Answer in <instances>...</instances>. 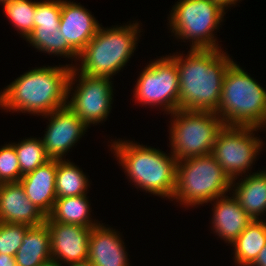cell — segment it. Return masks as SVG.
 Here are the masks:
<instances>
[{
	"mask_svg": "<svg viewBox=\"0 0 266 266\" xmlns=\"http://www.w3.org/2000/svg\"><path fill=\"white\" fill-rule=\"evenodd\" d=\"M112 141L108 145L110 151L132 185L145 193L173 201L178 160L171 152L130 140Z\"/></svg>",
	"mask_w": 266,
	"mask_h": 266,
	"instance_id": "3",
	"label": "cell"
},
{
	"mask_svg": "<svg viewBox=\"0 0 266 266\" xmlns=\"http://www.w3.org/2000/svg\"><path fill=\"white\" fill-rule=\"evenodd\" d=\"M22 176L14 146L11 143L0 146V182H19Z\"/></svg>",
	"mask_w": 266,
	"mask_h": 266,
	"instance_id": "29",
	"label": "cell"
},
{
	"mask_svg": "<svg viewBox=\"0 0 266 266\" xmlns=\"http://www.w3.org/2000/svg\"><path fill=\"white\" fill-rule=\"evenodd\" d=\"M29 227L21 223L0 222V253L15 256Z\"/></svg>",
	"mask_w": 266,
	"mask_h": 266,
	"instance_id": "27",
	"label": "cell"
},
{
	"mask_svg": "<svg viewBox=\"0 0 266 266\" xmlns=\"http://www.w3.org/2000/svg\"><path fill=\"white\" fill-rule=\"evenodd\" d=\"M137 78L135 103L155 106L170 115L179 109V78L176 62L170 55L149 61Z\"/></svg>",
	"mask_w": 266,
	"mask_h": 266,
	"instance_id": "9",
	"label": "cell"
},
{
	"mask_svg": "<svg viewBox=\"0 0 266 266\" xmlns=\"http://www.w3.org/2000/svg\"><path fill=\"white\" fill-rule=\"evenodd\" d=\"M251 173L232 180L231 194L252 220H261L266 214V170Z\"/></svg>",
	"mask_w": 266,
	"mask_h": 266,
	"instance_id": "19",
	"label": "cell"
},
{
	"mask_svg": "<svg viewBox=\"0 0 266 266\" xmlns=\"http://www.w3.org/2000/svg\"><path fill=\"white\" fill-rule=\"evenodd\" d=\"M170 116L168 147L178 161L212 154L217 135L224 127L215 112L178 109Z\"/></svg>",
	"mask_w": 266,
	"mask_h": 266,
	"instance_id": "8",
	"label": "cell"
},
{
	"mask_svg": "<svg viewBox=\"0 0 266 266\" xmlns=\"http://www.w3.org/2000/svg\"><path fill=\"white\" fill-rule=\"evenodd\" d=\"M45 223L50 232L52 259L64 265L88 260L92 228L54 222L48 216Z\"/></svg>",
	"mask_w": 266,
	"mask_h": 266,
	"instance_id": "13",
	"label": "cell"
},
{
	"mask_svg": "<svg viewBox=\"0 0 266 266\" xmlns=\"http://www.w3.org/2000/svg\"><path fill=\"white\" fill-rule=\"evenodd\" d=\"M89 176L71 162V160H57L56 197L79 196L88 193L90 187Z\"/></svg>",
	"mask_w": 266,
	"mask_h": 266,
	"instance_id": "23",
	"label": "cell"
},
{
	"mask_svg": "<svg viewBox=\"0 0 266 266\" xmlns=\"http://www.w3.org/2000/svg\"><path fill=\"white\" fill-rule=\"evenodd\" d=\"M228 195L232 196L229 197ZM228 195L218 197L210 202L213 206L210 223H212L211 230L213 233L231 245L253 220L242 209L233 194Z\"/></svg>",
	"mask_w": 266,
	"mask_h": 266,
	"instance_id": "17",
	"label": "cell"
},
{
	"mask_svg": "<svg viewBox=\"0 0 266 266\" xmlns=\"http://www.w3.org/2000/svg\"><path fill=\"white\" fill-rule=\"evenodd\" d=\"M57 160L50 159L36 170L23 175L20 179L27 198L46 217L51 213L56 197Z\"/></svg>",
	"mask_w": 266,
	"mask_h": 266,
	"instance_id": "18",
	"label": "cell"
},
{
	"mask_svg": "<svg viewBox=\"0 0 266 266\" xmlns=\"http://www.w3.org/2000/svg\"><path fill=\"white\" fill-rule=\"evenodd\" d=\"M259 129L263 130L251 126L224 125L219 131L212 155L231 180L251 172L257 155L263 151L264 141L255 136Z\"/></svg>",
	"mask_w": 266,
	"mask_h": 266,
	"instance_id": "10",
	"label": "cell"
},
{
	"mask_svg": "<svg viewBox=\"0 0 266 266\" xmlns=\"http://www.w3.org/2000/svg\"><path fill=\"white\" fill-rule=\"evenodd\" d=\"M215 113L225 126H251L266 131V88L234 61L226 70Z\"/></svg>",
	"mask_w": 266,
	"mask_h": 266,
	"instance_id": "5",
	"label": "cell"
},
{
	"mask_svg": "<svg viewBox=\"0 0 266 266\" xmlns=\"http://www.w3.org/2000/svg\"><path fill=\"white\" fill-rule=\"evenodd\" d=\"M92 266L91 263L86 260V261H83V262H76V263H69V264H66L64 266Z\"/></svg>",
	"mask_w": 266,
	"mask_h": 266,
	"instance_id": "34",
	"label": "cell"
},
{
	"mask_svg": "<svg viewBox=\"0 0 266 266\" xmlns=\"http://www.w3.org/2000/svg\"><path fill=\"white\" fill-rule=\"evenodd\" d=\"M90 207L87 194L57 198L48 217L54 222L92 228L99 225L100 222L91 218L90 210L92 208Z\"/></svg>",
	"mask_w": 266,
	"mask_h": 266,
	"instance_id": "21",
	"label": "cell"
},
{
	"mask_svg": "<svg viewBox=\"0 0 266 266\" xmlns=\"http://www.w3.org/2000/svg\"><path fill=\"white\" fill-rule=\"evenodd\" d=\"M9 0H0V4L4 5L5 3H7Z\"/></svg>",
	"mask_w": 266,
	"mask_h": 266,
	"instance_id": "35",
	"label": "cell"
},
{
	"mask_svg": "<svg viewBox=\"0 0 266 266\" xmlns=\"http://www.w3.org/2000/svg\"><path fill=\"white\" fill-rule=\"evenodd\" d=\"M26 41L39 52L74 59L72 67L77 63L79 55L65 41L59 28H34Z\"/></svg>",
	"mask_w": 266,
	"mask_h": 266,
	"instance_id": "24",
	"label": "cell"
},
{
	"mask_svg": "<svg viewBox=\"0 0 266 266\" xmlns=\"http://www.w3.org/2000/svg\"><path fill=\"white\" fill-rule=\"evenodd\" d=\"M14 257L17 266H39L52 258L50 232L45 222L26 230L22 245Z\"/></svg>",
	"mask_w": 266,
	"mask_h": 266,
	"instance_id": "20",
	"label": "cell"
},
{
	"mask_svg": "<svg viewBox=\"0 0 266 266\" xmlns=\"http://www.w3.org/2000/svg\"><path fill=\"white\" fill-rule=\"evenodd\" d=\"M2 6L9 22L18 31V34L26 40L34 30L36 1L9 0Z\"/></svg>",
	"mask_w": 266,
	"mask_h": 266,
	"instance_id": "26",
	"label": "cell"
},
{
	"mask_svg": "<svg viewBox=\"0 0 266 266\" xmlns=\"http://www.w3.org/2000/svg\"><path fill=\"white\" fill-rule=\"evenodd\" d=\"M102 26L91 12L70 0H62L59 29L68 45L79 55Z\"/></svg>",
	"mask_w": 266,
	"mask_h": 266,
	"instance_id": "14",
	"label": "cell"
},
{
	"mask_svg": "<svg viewBox=\"0 0 266 266\" xmlns=\"http://www.w3.org/2000/svg\"><path fill=\"white\" fill-rule=\"evenodd\" d=\"M250 266H266V245L259 252L256 260Z\"/></svg>",
	"mask_w": 266,
	"mask_h": 266,
	"instance_id": "31",
	"label": "cell"
},
{
	"mask_svg": "<svg viewBox=\"0 0 266 266\" xmlns=\"http://www.w3.org/2000/svg\"><path fill=\"white\" fill-rule=\"evenodd\" d=\"M62 0L36 1L34 28H59Z\"/></svg>",
	"mask_w": 266,
	"mask_h": 266,
	"instance_id": "28",
	"label": "cell"
},
{
	"mask_svg": "<svg viewBox=\"0 0 266 266\" xmlns=\"http://www.w3.org/2000/svg\"><path fill=\"white\" fill-rule=\"evenodd\" d=\"M189 50L170 53L178 70L179 109L216 112L226 70L234 61L222 49Z\"/></svg>",
	"mask_w": 266,
	"mask_h": 266,
	"instance_id": "1",
	"label": "cell"
},
{
	"mask_svg": "<svg viewBox=\"0 0 266 266\" xmlns=\"http://www.w3.org/2000/svg\"><path fill=\"white\" fill-rule=\"evenodd\" d=\"M0 266H17L15 257L0 253Z\"/></svg>",
	"mask_w": 266,
	"mask_h": 266,
	"instance_id": "30",
	"label": "cell"
},
{
	"mask_svg": "<svg viewBox=\"0 0 266 266\" xmlns=\"http://www.w3.org/2000/svg\"><path fill=\"white\" fill-rule=\"evenodd\" d=\"M113 88L111 78L91 77L72 67L68 82L67 106L89 128L92 124L94 126L104 123L112 109Z\"/></svg>",
	"mask_w": 266,
	"mask_h": 266,
	"instance_id": "11",
	"label": "cell"
},
{
	"mask_svg": "<svg viewBox=\"0 0 266 266\" xmlns=\"http://www.w3.org/2000/svg\"><path fill=\"white\" fill-rule=\"evenodd\" d=\"M11 144L16 150L22 175L36 170L50 160L41 137L38 139L37 137L23 138V140L16 143L11 142Z\"/></svg>",
	"mask_w": 266,
	"mask_h": 266,
	"instance_id": "25",
	"label": "cell"
},
{
	"mask_svg": "<svg viewBox=\"0 0 266 266\" xmlns=\"http://www.w3.org/2000/svg\"><path fill=\"white\" fill-rule=\"evenodd\" d=\"M212 1L215 3H218L222 8L227 10L231 6L233 7V5L235 7L236 4L239 3L241 0H212Z\"/></svg>",
	"mask_w": 266,
	"mask_h": 266,
	"instance_id": "32",
	"label": "cell"
},
{
	"mask_svg": "<svg viewBox=\"0 0 266 266\" xmlns=\"http://www.w3.org/2000/svg\"><path fill=\"white\" fill-rule=\"evenodd\" d=\"M71 64L35 67L0 91V109L43 116L67 105Z\"/></svg>",
	"mask_w": 266,
	"mask_h": 266,
	"instance_id": "2",
	"label": "cell"
},
{
	"mask_svg": "<svg viewBox=\"0 0 266 266\" xmlns=\"http://www.w3.org/2000/svg\"><path fill=\"white\" fill-rule=\"evenodd\" d=\"M231 183L212 154L189 157L177 162L172 199L186 208L199 207L230 194Z\"/></svg>",
	"mask_w": 266,
	"mask_h": 266,
	"instance_id": "6",
	"label": "cell"
},
{
	"mask_svg": "<svg viewBox=\"0 0 266 266\" xmlns=\"http://www.w3.org/2000/svg\"><path fill=\"white\" fill-rule=\"evenodd\" d=\"M266 245V220H253L231 244L235 266H250Z\"/></svg>",
	"mask_w": 266,
	"mask_h": 266,
	"instance_id": "22",
	"label": "cell"
},
{
	"mask_svg": "<svg viewBox=\"0 0 266 266\" xmlns=\"http://www.w3.org/2000/svg\"><path fill=\"white\" fill-rule=\"evenodd\" d=\"M46 216L27 198L20 182L0 185V222L38 226Z\"/></svg>",
	"mask_w": 266,
	"mask_h": 266,
	"instance_id": "16",
	"label": "cell"
},
{
	"mask_svg": "<svg viewBox=\"0 0 266 266\" xmlns=\"http://www.w3.org/2000/svg\"><path fill=\"white\" fill-rule=\"evenodd\" d=\"M168 15L176 39L189 41L190 49H223L215 31L224 22L226 10L212 0H178Z\"/></svg>",
	"mask_w": 266,
	"mask_h": 266,
	"instance_id": "7",
	"label": "cell"
},
{
	"mask_svg": "<svg viewBox=\"0 0 266 266\" xmlns=\"http://www.w3.org/2000/svg\"><path fill=\"white\" fill-rule=\"evenodd\" d=\"M119 231L104 223L92 227L89 236L88 261L92 266H131Z\"/></svg>",
	"mask_w": 266,
	"mask_h": 266,
	"instance_id": "15",
	"label": "cell"
},
{
	"mask_svg": "<svg viewBox=\"0 0 266 266\" xmlns=\"http://www.w3.org/2000/svg\"><path fill=\"white\" fill-rule=\"evenodd\" d=\"M43 116L49 121L41 138L46 154L52 160H66L89 127L67 105Z\"/></svg>",
	"mask_w": 266,
	"mask_h": 266,
	"instance_id": "12",
	"label": "cell"
},
{
	"mask_svg": "<svg viewBox=\"0 0 266 266\" xmlns=\"http://www.w3.org/2000/svg\"><path fill=\"white\" fill-rule=\"evenodd\" d=\"M138 21L125 25L101 27L79 54V64L74 66L80 73L91 77H107L113 79L115 74L123 71L142 35ZM81 62V64H80Z\"/></svg>",
	"mask_w": 266,
	"mask_h": 266,
	"instance_id": "4",
	"label": "cell"
},
{
	"mask_svg": "<svg viewBox=\"0 0 266 266\" xmlns=\"http://www.w3.org/2000/svg\"><path fill=\"white\" fill-rule=\"evenodd\" d=\"M39 266H64V265H62L59 261L51 258L41 263Z\"/></svg>",
	"mask_w": 266,
	"mask_h": 266,
	"instance_id": "33",
	"label": "cell"
}]
</instances>
